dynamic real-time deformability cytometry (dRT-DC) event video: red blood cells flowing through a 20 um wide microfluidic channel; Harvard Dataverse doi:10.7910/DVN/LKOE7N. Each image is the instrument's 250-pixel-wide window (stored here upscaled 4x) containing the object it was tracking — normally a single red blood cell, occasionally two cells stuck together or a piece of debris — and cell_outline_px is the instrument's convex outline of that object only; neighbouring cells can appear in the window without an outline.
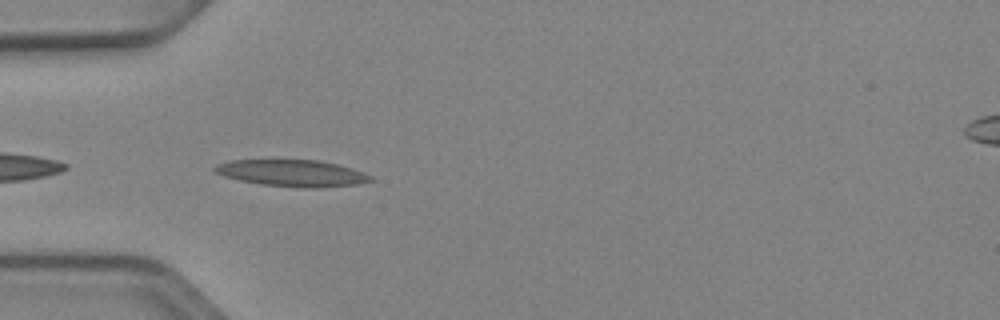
{"species": "Egyptian fruit bat (a non-hibernating species)", "species_latin": "Rousettus aegyptiacus", "temperature_condition": "cold", "stored_images_in_passage": 38, "camera_frame_rate_fps": 3000, "um_per_image_px": 0.085, "animal": {"sex": "female"}, "frame": {"image": 1, "passage_image": 2, "time_ms": 0.333, "image_size_px": [1000, 320], "cell_outline_px": [[376, 180], [360, 184], [320, 188], [300, 188], [260, 184], [240, 180], [224, 176], [212, 172], [212, 168], [216, 164], [232, 160], [320, 160], [352, 168], [364, 172], [372, 176]], "centroid_in_image_um": [24.86, 14.72], "position_along_channel_um": 60.1, "area_um2": 24.57}}
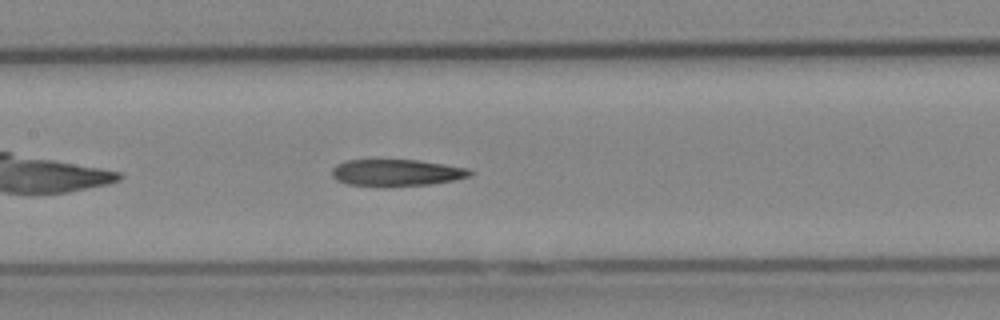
{"frame": {"image": 2, "passage_image": 11, "time_ms": 3.333, "image_size_px": [1000, 320], "cell_outline_px": [[472, 172], [468, 176], [452, 180], [428, 184], [348, 184], [336, 180], [332, 176], [332, 168], [336, 164], [348, 160], [416, 160], [444, 164], [468, 168]], "centroid_in_image_um": [33.67, 14.64], "position_along_channel_um": 173.7, "area_um2": 20.52}}
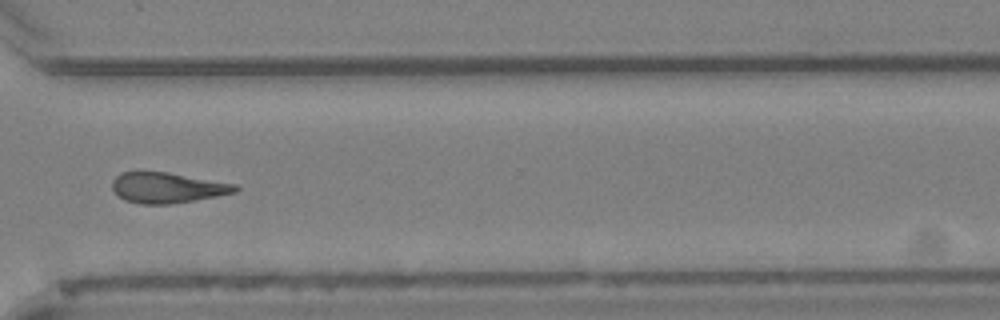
{"frame": {"image": 3, "passage_image": 25, "time_ms": 8.0, "image_size_px": [1000, 320], "cell_outline_px": [[240, 188], [236, 192], [196, 200], [172, 204], [140, 204], [124, 200], [112, 188], [112, 180], [120, 172], [168, 172], [236, 184]], "centroid_in_image_um": [14.23, 15.96], "position_along_channel_um": 356.4, "area_um2": 21.85}, "authors_computed_cell_mechanics": {"area_um2": 22.3686, "velocity_mm_per_s": 3.9214, "shape_relaxation_time_tau1_ms": null, "shape_relaxation_time_tau2_ms": 9.6372, "deformation_change_tau1": null, "deformation_change_tau2": 0.2368}}